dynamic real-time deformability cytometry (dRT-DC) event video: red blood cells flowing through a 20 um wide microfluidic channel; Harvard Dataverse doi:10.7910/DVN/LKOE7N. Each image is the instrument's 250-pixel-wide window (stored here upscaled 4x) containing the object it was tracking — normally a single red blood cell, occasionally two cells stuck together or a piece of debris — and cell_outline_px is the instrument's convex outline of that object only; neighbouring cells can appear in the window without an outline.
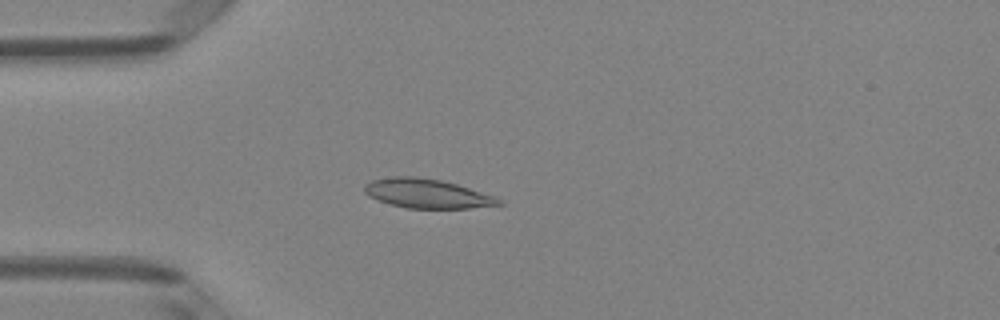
{"species": "Egyptian fruit bat (a non-hibernating species)", "species_latin": "Rousettus aegyptiacus", "temperature_condition": "room temperature", "stored_images_in_passage": 50, "camera_frame_rate_fps": 3000, "um_per_image_px": 0.085, "animal": {"sex": "female"}, "frame": {"image": 1, "passage_image": 14, "time_ms": 4.333, "image_size_px": [1000, 320], "cell_outline_px": [[504, 204], [468, 208], [408, 208], [376, 200], [368, 196], [364, 192], [364, 184], [372, 180], [392, 176], [416, 176], [440, 180], [456, 184], [496, 196], [504, 200]], "centroid_in_image_um": [36.3, 16.45], "position_along_channel_um": 48.7, "area_um2": 22.95}}
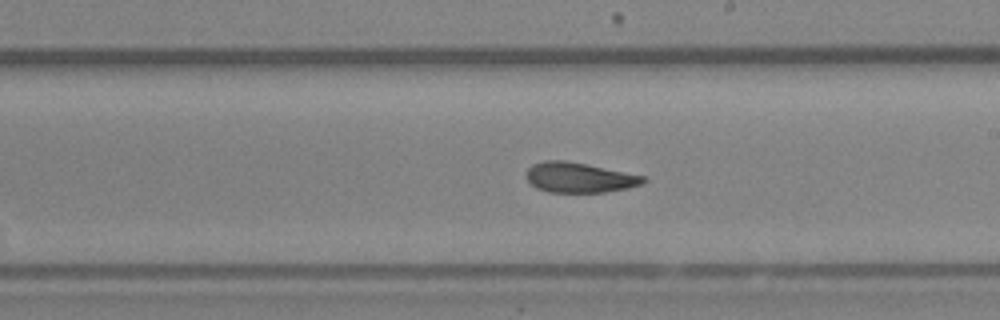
{"frame": {"image": 2, "passage_image": 29, "time_ms": 9.333, "image_size_px": [1000, 320], "cell_outline_px": [[648, 180], [640, 184], [628, 188], [604, 192], [548, 192], [536, 188], [524, 176], [528, 168], [532, 164], [544, 160], [564, 160], [648, 176]], "centroid_in_image_um": [49.24, 15.08], "position_along_channel_um": 239.8, "area_um2": 20.63}}
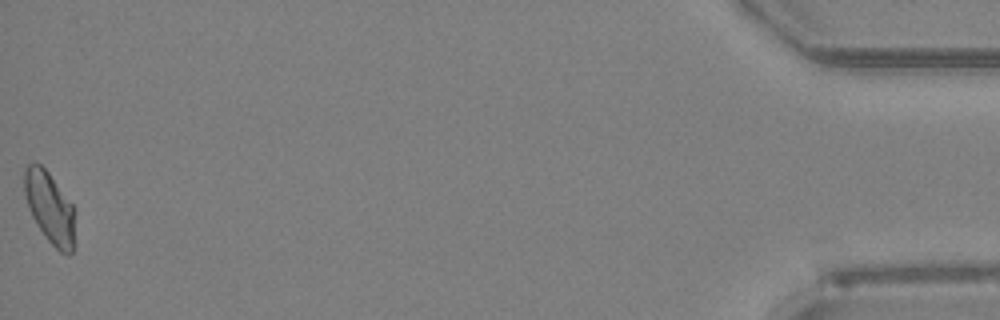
{"frame": {"image": 3, "passage_image": 50, "time_ms": 16.333, "image_size_px": [1000, 320], "cell_outline_px": [[76, 208], [72, 252], [68, 256], [60, 252], [44, 236], [36, 224], [28, 208], [24, 192], [24, 168], [28, 164], [40, 164], [48, 172]], "centroid_in_image_um": [4.24, 17.66], "position_along_channel_um": 431.0, "area_um2": 21.27}, "authors_computed_cell_mechanics": {"area_um2": 21.4727, "velocity_mm_per_s": 4.1065, "shape_relaxation_time_tau1_ms": 10.7159, "shape_relaxation_time_tau2_ms": 2.3776, "deformation_change_tau1": 0.2263, "deformation_change_tau2": 0.0814}}